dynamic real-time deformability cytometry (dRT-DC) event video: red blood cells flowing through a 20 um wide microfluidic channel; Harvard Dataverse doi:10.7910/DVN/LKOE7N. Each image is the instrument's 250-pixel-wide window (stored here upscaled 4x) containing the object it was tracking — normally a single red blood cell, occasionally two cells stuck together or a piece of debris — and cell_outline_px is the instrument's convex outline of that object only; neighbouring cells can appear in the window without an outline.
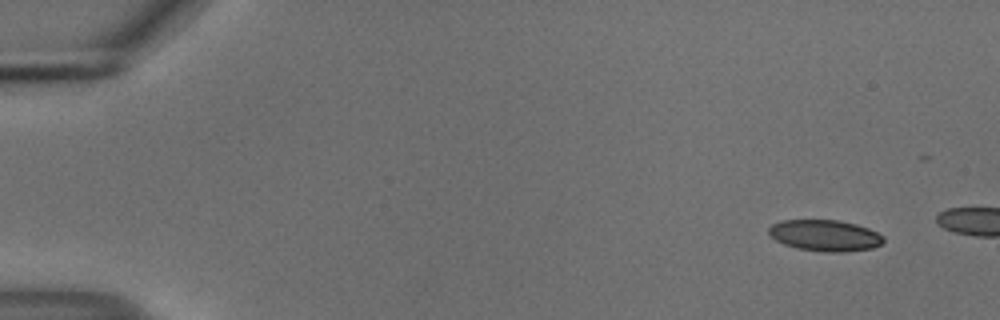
{"species": "common noctule bat (a hibernating species)", "species_latin": "Nyctalus noctula", "temperature_condition": "cold", "stored_images_in_passage": 9, "camera_frame_rate_fps": 3000, "um_per_image_px": 0.085, "animal": {"sex": "male", "body_mass_g": 18.8}, "frame": {"image": 1, "passage_image": 1, "time_ms": 0.0, "image_size_px": [1000, 320], "cell_outline_px": [[884, 240], [880, 244], [872, 248], [844, 252], [824, 252], [796, 248], [784, 244], [768, 236], [768, 228], [772, 224], [780, 220], [840, 220], [856, 224], [868, 228], [884, 236]], "centroid_in_image_um": [70.09, 20.01], "position_along_channel_um": 14.9, "area_um2": 21.04}}